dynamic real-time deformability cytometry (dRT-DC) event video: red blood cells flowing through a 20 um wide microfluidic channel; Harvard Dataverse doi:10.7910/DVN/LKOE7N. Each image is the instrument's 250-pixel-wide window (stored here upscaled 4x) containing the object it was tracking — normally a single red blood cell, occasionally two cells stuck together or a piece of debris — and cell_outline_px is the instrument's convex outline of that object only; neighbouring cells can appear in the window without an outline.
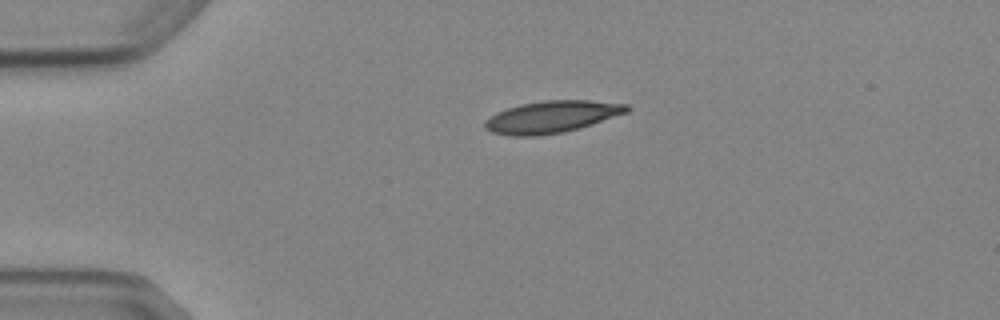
{"species": "Egyptian fruit bat (a non-hibernating species)", "species_latin": "Rousettus aegyptiacus", "temperature_condition": "cold", "stored_images_in_passage": 2, "camera_frame_rate_fps": 3000, "um_per_image_px": 0.085, "animal": {"sex": "female"}, "frame": {"image": 1, "passage_image": 1, "time_ms": 0.0, "image_size_px": [1000, 320], "cell_outline_px": [[632, 108], [628, 112], [580, 128], [564, 132], [536, 136], [512, 136], [492, 132], [484, 128], [484, 120], [496, 112], [520, 104], [544, 100], [588, 100], [628, 104]], "centroid_in_image_um": [46.9, 9.93], "position_along_channel_um": 38.1, "area_um2": 26.59}}